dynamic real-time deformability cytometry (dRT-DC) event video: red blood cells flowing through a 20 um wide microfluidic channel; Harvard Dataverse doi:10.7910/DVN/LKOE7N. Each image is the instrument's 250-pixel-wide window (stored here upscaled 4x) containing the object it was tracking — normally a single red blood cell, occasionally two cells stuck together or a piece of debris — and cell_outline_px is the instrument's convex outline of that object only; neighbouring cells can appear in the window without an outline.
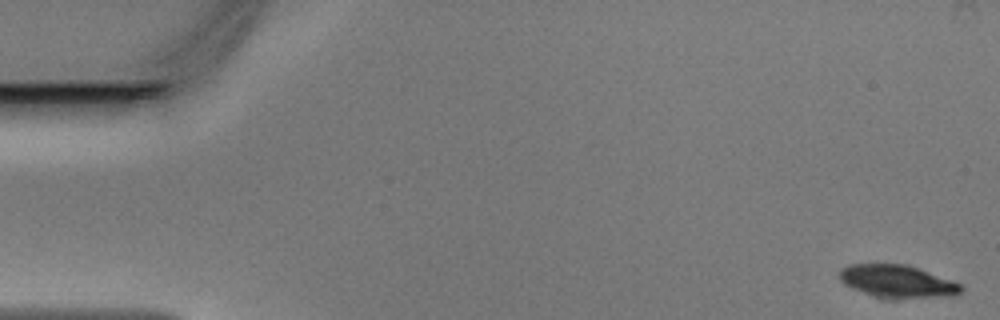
{"species": "Egyptian fruit bat (a non-hibernating species)", "species_latin": "Rousettus aegyptiacus", "temperature_condition": "warm", "stored_images_in_passage": 49, "segment_of_instrument_passage": [1, 2], "camera_frame_rate_fps": 3000, "um_per_image_px": 0.085, "animal": {"sex": "male"}, "frame": {"image": 1, "passage_image": 1, "time_ms": 0.0, "image_size_px": [1000, 320], "cell_outline_px": [[964, 288], [956, 296], [876, 296], [852, 288], [844, 284], [840, 280], [840, 268], [848, 264], [904, 264], [952, 280], [960, 284]], "centroid_in_image_um": [76.25, 23.87], "position_along_channel_um": 8.8, "area_um2": 22.2}}
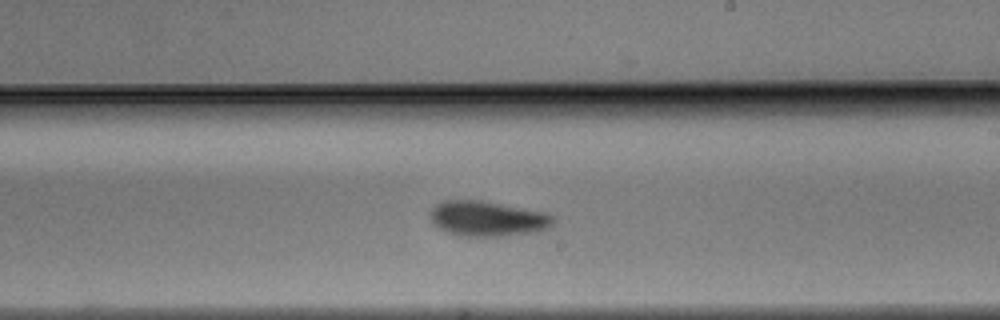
{"frame": {"image": 2, "passage_image": 28, "time_ms": 9.0, "image_size_px": [1000, 320], "cell_outline_px": [[556, 220], [548, 228], [532, 232], [500, 236], [460, 236], [448, 232], [432, 224], [432, 208], [436, 204], [444, 200], [480, 200], [544, 212], [556, 216]], "centroid_in_image_um": [41.45, 18.58], "position_along_channel_um": 247.5, "area_um2": 25.03}}
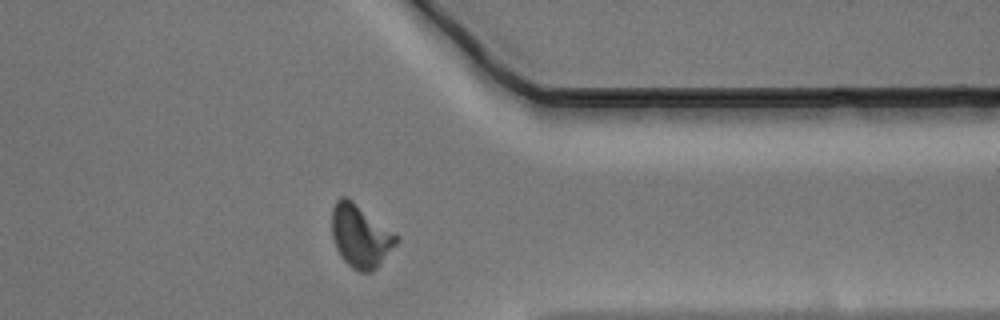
{"frame": {"image": 3, "passage_image": 38, "time_ms": 12.333, "image_size_px": [1000, 320], "cell_outline_px": [[400, 240], [380, 264], [372, 272], [360, 272], [352, 268], [340, 256], [336, 248], [332, 236], [332, 208], [336, 200], [340, 196], [344, 196], [352, 200], [400, 236]], "centroid_in_image_um": [30.65, 20.06], "position_along_channel_um": 380.8, "area_um2": 23.76}}